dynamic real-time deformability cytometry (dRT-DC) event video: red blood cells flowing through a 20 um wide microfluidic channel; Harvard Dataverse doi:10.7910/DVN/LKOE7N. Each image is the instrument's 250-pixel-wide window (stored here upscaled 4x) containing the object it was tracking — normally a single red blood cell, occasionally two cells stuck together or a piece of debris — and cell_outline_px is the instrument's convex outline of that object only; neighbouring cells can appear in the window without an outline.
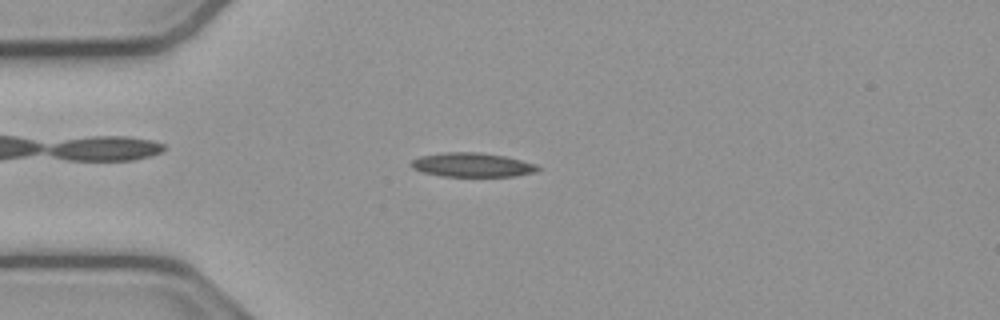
{"species": "common noctule bat (a hibernating species)", "species_latin": "Nyctalus noctula", "temperature_condition": "cold", "stored_images_in_passage": 53, "camera_frame_rate_fps": 3000, "um_per_image_px": 0.085, "animal": {"sex": "male", "body_mass_g": 23.1, "forearm_length_mm": 52.7}, "frame": {"image": 1, "passage_image": 13, "time_ms": 4.0, "image_size_px": [1000, 320], "cell_outline_px": [[540, 168], [536, 172], [516, 176], [440, 176], [424, 172], [412, 168], [408, 164], [412, 160], [420, 156], [444, 152], [480, 152], [504, 156], [536, 164]], "centroid_in_image_um": [40.11, 14.01], "position_along_channel_um": 44.9, "area_um2": 17.8}}
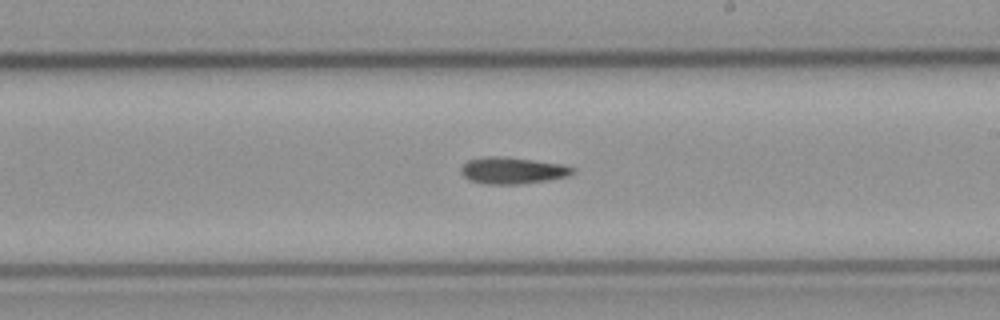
{"frame": {"image": 2, "passage_image": 30, "time_ms": 9.667, "image_size_px": [1000, 320], "cell_outline_px": [[576, 168], [568, 176], [548, 180], [520, 184], [484, 184], [472, 180], [464, 176], [460, 172], [460, 168], [468, 160], [484, 156], [504, 156], [564, 164]], "centroid_in_image_um": [43.56, 14.48], "position_along_channel_um": 245.4, "area_um2": 17.4}}
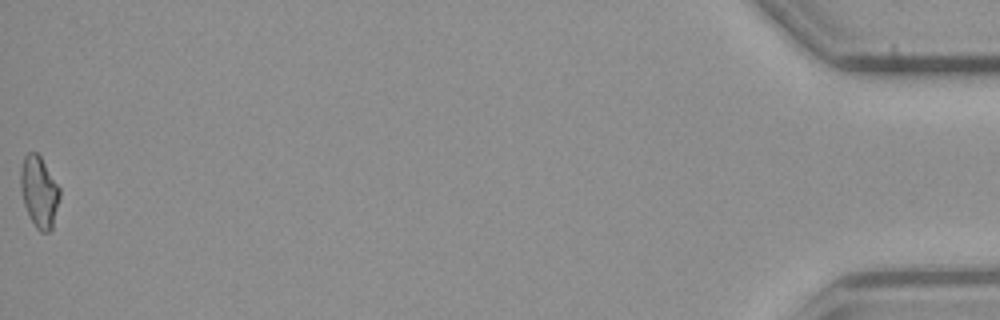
{"frame": {"image": 3, "passage_image": 53, "time_ms": 17.333, "image_size_px": [1000, 320], "cell_outline_px": [[60, 196], [52, 228], [48, 232], [40, 232], [36, 228], [24, 204], [20, 188], [20, 168], [24, 156], [28, 152], [36, 152], [40, 156], [60, 188]], "centroid_in_image_um": [3.32, 16.29], "position_along_channel_um": 431.9, "area_um2": 16.13}}